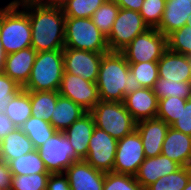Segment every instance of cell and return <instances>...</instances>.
<instances>
[{
  "mask_svg": "<svg viewBox=\"0 0 191 190\" xmlns=\"http://www.w3.org/2000/svg\"><path fill=\"white\" fill-rule=\"evenodd\" d=\"M29 16L31 47L37 52L63 50L66 17L61 8L30 4L21 7Z\"/></svg>",
  "mask_w": 191,
  "mask_h": 190,
  "instance_id": "obj_1",
  "label": "cell"
},
{
  "mask_svg": "<svg viewBox=\"0 0 191 190\" xmlns=\"http://www.w3.org/2000/svg\"><path fill=\"white\" fill-rule=\"evenodd\" d=\"M96 84L103 101L124 102L126 95L142 88L121 52L103 55Z\"/></svg>",
  "mask_w": 191,
  "mask_h": 190,
  "instance_id": "obj_2",
  "label": "cell"
},
{
  "mask_svg": "<svg viewBox=\"0 0 191 190\" xmlns=\"http://www.w3.org/2000/svg\"><path fill=\"white\" fill-rule=\"evenodd\" d=\"M28 14L21 7L0 6V39L6 54L31 47Z\"/></svg>",
  "mask_w": 191,
  "mask_h": 190,
  "instance_id": "obj_3",
  "label": "cell"
},
{
  "mask_svg": "<svg viewBox=\"0 0 191 190\" xmlns=\"http://www.w3.org/2000/svg\"><path fill=\"white\" fill-rule=\"evenodd\" d=\"M64 72L63 50L39 52L29 80L23 89L26 91H58Z\"/></svg>",
  "mask_w": 191,
  "mask_h": 190,
  "instance_id": "obj_4",
  "label": "cell"
},
{
  "mask_svg": "<svg viewBox=\"0 0 191 190\" xmlns=\"http://www.w3.org/2000/svg\"><path fill=\"white\" fill-rule=\"evenodd\" d=\"M89 113L93 116L95 126L117 141L136 130L137 122L126 110L124 102L100 100Z\"/></svg>",
  "mask_w": 191,
  "mask_h": 190,
  "instance_id": "obj_5",
  "label": "cell"
},
{
  "mask_svg": "<svg viewBox=\"0 0 191 190\" xmlns=\"http://www.w3.org/2000/svg\"><path fill=\"white\" fill-rule=\"evenodd\" d=\"M64 48L110 52L106 36L97 28L91 18L66 17Z\"/></svg>",
  "mask_w": 191,
  "mask_h": 190,
  "instance_id": "obj_6",
  "label": "cell"
},
{
  "mask_svg": "<svg viewBox=\"0 0 191 190\" xmlns=\"http://www.w3.org/2000/svg\"><path fill=\"white\" fill-rule=\"evenodd\" d=\"M37 151L50 174L64 173L72 163L81 160L67 136L60 131L49 137Z\"/></svg>",
  "mask_w": 191,
  "mask_h": 190,
  "instance_id": "obj_7",
  "label": "cell"
},
{
  "mask_svg": "<svg viewBox=\"0 0 191 190\" xmlns=\"http://www.w3.org/2000/svg\"><path fill=\"white\" fill-rule=\"evenodd\" d=\"M168 49L167 37L156 28L137 35L122 51L128 63L158 61Z\"/></svg>",
  "mask_w": 191,
  "mask_h": 190,
  "instance_id": "obj_8",
  "label": "cell"
},
{
  "mask_svg": "<svg viewBox=\"0 0 191 190\" xmlns=\"http://www.w3.org/2000/svg\"><path fill=\"white\" fill-rule=\"evenodd\" d=\"M148 29L139 12L120 8L111 32L106 37L110 52H121L137 35Z\"/></svg>",
  "mask_w": 191,
  "mask_h": 190,
  "instance_id": "obj_9",
  "label": "cell"
},
{
  "mask_svg": "<svg viewBox=\"0 0 191 190\" xmlns=\"http://www.w3.org/2000/svg\"><path fill=\"white\" fill-rule=\"evenodd\" d=\"M118 141L95 126L91 135L87 156L84 159L94 169L113 172Z\"/></svg>",
  "mask_w": 191,
  "mask_h": 190,
  "instance_id": "obj_10",
  "label": "cell"
},
{
  "mask_svg": "<svg viewBox=\"0 0 191 190\" xmlns=\"http://www.w3.org/2000/svg\"><path fill=\"white\" fill-rule=\"evenodd\" d=\"M145 158L141 137L135 130L118 140L113 172L134 176Z\"/></svg>",
  "mask_w": 191,
  "mask_h": 190,
  "instance_id": "obj_11",
  "label": "cell"
},
{
  "mask_svg": "<svg viewBox=\"0 0 191 190\" xmlns=\"http://www.w3.org/2000/svg\"><path fill=\"white\" fill-rule=\"evenodd\" d=\"M58 92L80 105L87 112H90L100 101L97 84L72 73L64 72Z\"/></svg>",
  "mask_w": 191,
  "mask_h": 190,
  "instance_id": "obj_12",
  "label": "cell"
},
{
  "mask_svg": "<svg viewBox=\"0 0 191 190\" xmlns=\"http://www.w3.org/2000/svg\"><path fill=\"white\" fill-rule=\"evenodd\" d=\"M106 53H96L73 48L63 49V63L66 73L81 76L84 80L97 82L101 59Z\"/></svg>",
  "mask_w": 191,
  "mask_h": 190,
  "instance_id": "obj_13",
  "label": "cell"
},
{
  "mask_svg": "<svg viewBox=\"0 0 191 190\" xmlns=\"http://www.w3.org/2000/svg\"><path fill=\"white\" fill-rule=\"evenodd\" d=\"M64 174L71 190H103L105 172L94 169L84 159L72 163Z\"/></svg>",
  "mask_w": 191,
  "mask_h": 190,
  "instance_id": "obj_14",
  "label": "cell"
},
{
  "mask_svg": "<svg viewBox=\"0 0 191 190\" xmlns=\"http://www.w3.org/2000/svg\"><path fill=\"white\" fill-rule=\"evenodd\" d=\"M169 127L165 121L157 117L137 122L136 131L141 137L146 158L161 154Z\"/></svg>",
  "mask_w": 191,
  "mask_h": 190,
  "instance_id": "obj_15",
  "label": "cell"
},
{
  "mask_svg": "<svg viewBox=\"0 0 191 190\" xmlns=\"http://www.w3.org/2000/svg\"><path fill=\"white\" fill-rule=\"evenodd\" d=\"M158 77L167 81H191V56L167 49L158 60Z\"/></svg>",
  "mask_w": 191,
  "mask_h": 190,
  "instance_id": "obj_16",
  "label": "cell"
},
{
  "mask_svg": "<svg viewBox=\"0 0 191 190\" xmlns=\"http://www.w3.org/2000/svg\"><path fill=\"white\" fill-rule=\"evenodd\" d=\"M124 105L136 122L156 118L158 97L151 88H140L125 96Z\"/></svg>",
  "mask_w": 191,
  "mask_h": 190,
  "instance_id": "obj_17",
  "label": "cell"
},
{
  "mask_svg": "<svg viewBox=\"0 0 191 190\" xmlns=\"http://www.w3.org/2000/svg\"><path fill=\"white\" fill-rule=\"evenodd\" d=\"M180 167L179 164L169 159L167 156L159 154L155 157L145 158L134 177L145 190L162 176L171 174Z\"/></svg>",
  "mask_w": 191,
  "mask_h": 190,
  "instance_id": "obj_18",
  "label": "cell"
},
{
  "mask_svg": "<svg viewBox=\"0 0 191 190\" xmlns=\"http://www.w3.org/2000/svg\"><path fill=\"white\" fill-rule=\"evenodd\" d=\"M36 56L37 52L32 47L7 54L3 73L23 88L29 80Z\"/></svg>",
  "mask_w": 191,
  "mask_h": 190,
  "instance_id": "obj_19",
  "label": "cell"
},
{
  "mask_svg": "<svg viewBox=\"0 0 191 190\" xmlns=\"http://www.w3.org/2000/svg\"><path fill=\"white\" fill-rule=\"evenodd\" d=\"M161 154L181 167H191V136L169 127Z\"/></svg>",
  "mask_w": 191,
  "mask_h": 190,
  "instance_id": "obj_20",
  "label": "cell"
},
{
  "mask_svg": "<svg viewBox=\"0 0 191 190\" xmlns=\"http://www.w3.org/2000/svg\"><path fill=\"white\" fill-rule=\"evenodd\" d=\"M190 13L189 0H166L161 22L156 29L167 37L173 31L188 24L187 16Z\"/></svg>",
  "mask_w": 191,
  "mask_h": 190,
  "instance_id": "obj_21",
  "label": "cell"
},
{
  "mask_svg": "<svg viewBox=\"0 0 191 190\" xmlns=\"http://www.w3.org/2000/svg\"><path fill=\"white\" fill-rule=\"evenodd\" d=\"M94 128L93 116L87 112L64 131L80 159H85L87 156L89 141Z\"/></svg>",
  "mask_w": 191,
  "mask_h": 190,
  "instance_id": "obj_22",
  "label": "cell"
},
{
  "mask_svg": "<svg viewBox=\"0 0 191 190\" xmlns=\"http://www.w3.org/2000/svg\"><path fill=\"white\" fill-rule=\"evenodd\" d=\"M87 111L71 99L58 95L50 124L60 132H64L76 120L80 119Z\"/></svg>",
  "mask_w": 191,
  "mask_h": 190,
  "instance_id": "obj_23",
  "label": "cell"
},
{
  "mask_svg": "<svg viewBox=\"0 0 191 190\" xmlns=\"http://www.w3.org/2000/svg\"><path fill=\"white\" fill-rule=\"evenodd\" d=\"M33 150L35 148L32 141L20 128H16L2 139L0 159L8 163Z\"/></svg>",
  "mask_w": 191,
  "mask_h": 190,
  "instance_id": "obj_24",
  "label": "cell"
},
{
  "mask_svg": "<svg viewBox=\"0 0 191 190\" xmlns=\"http://www.w3.org/2000/svg\"><path fill=\"white\" fill-rule=\"evenodd\" d=\"M31 112L30 91L23 88L13 95L4 106V114L17 128H20L32 116Z\"/></svg>",
  "mask_w": 191,
  "mask_h": 190,
  "instance_id": "obj_25",
  "label": "cell"
},
{
  "mask_svg": "<svg viewBox=\"0 0 191 190\" xmlns=\"http://www.w3.org/2000/svg\"><path fill=\"white\" fill-rule=\"evenodd\" d=\"M58 95V91H30L32 116L50 122Z\"/></svg>",
  "mask_w": 191,
  "mask_h": 190,
  "instance_id": "obj_26",
  "label": "cell"
},
{
  "mask_svg": "<svg viewBox=\"0 0 191 190\" xmlns=\"http://www.w3.org/2000/svg\"><path fill=\"white\" fill-rule=\"evenodd\" d=\"M20 129L32 141L35 149L44 144L49 137L57 132L50 122L34 116L27 119Z\"/></svg>",
  "mask_w": 191,
  "mask_h": 190,
  "instance_id": "obj_27",
  "label": "cell"
},
{
  "mask_svg": "<svg viewBox=\"0 0 191 190\" xmlns=\"http://www.w3.org/2000/svg\"><path fill=\"white\" fill-rule=\"evenodd\" d=\"M12 175H31L34 173H49L40 158L37 149L8 162Z\"/></svg>",
  "mask_w": 191,
  "mask_h": 190,
  "instance_id": "obj_28",
  "label": "cell"
},
{
  "mask_svg": "<svg viewBox=\"0 0 191 190\" xmlns=\"http://www.w3.org/2000/svg\"><path fill=\"white\" fill-rule=\"evenodd\" d=\"M191 177V167H180L175 172L162 176L145 190H183Z\"/></svg>",
  "mask_w": 191,
  "mask_h": 190,
  "instance_id": "obj_29",
  "label": "cell"
},
{
  "mask_svg": "<svg viewBox=\"0 0 191 190\" xmlns=\"http://www.w3.org/2000/svg\"><path fill=\"white\" fill-rule=\"evenodd\" d=\"M158 99L166 98L168 96H175L184 99H191V81L177 82L167 81L164 78H158L152 88Z\"/></svg>",
  "mask_w": 191,
  "mask_h": 190,
  "instance_id": "obj_30",
  "label": "cell"
},
{
  "mask_svg": "<svg viewBox=\"0 0 191 190\" xmlns=\"http://www.w3.org/2000/svg\"><path fill=\"white\" fill-rule=\"evenodd\" d=\"M120 7L112 0H106L92 15L97 28L107 37L112 29Z\"/></svg>",
  "mask_w": 191,
  "mask_h": 190,
  "instance_id": "obj_31",
  "label": "cell"
},
{
  "mask_svg": "<svg viewBox=\"0 0 191 190\" xmlns=\"http://www.w3.org/2000/svg\"><path fill=\"white\" fill-rule=\"evenodd\" d=\"M106 0H67L61 8L65 17L91 18Z\"/></svg>",
  "mask_w": 191,
  "mask_h": 190,
  "instance_id": "obj_32",
  "label": "cell"
},
{
  "mask_svg": "<svg viewBox=\"0 0 191 190\" xmlns=\"http://www.w3.org/2000/svg\"><path fill=\"white\" fill-rule=\"evenodd\" d=\"M129 70L143 88H153L158 80V61L128 63Z\"/></svg>",
  "mask_w": 191,
  "mask_h": 190,
  "instance_id": "obj_33",
  "label": "cell"
},
{
  "mask_svg": "<svg viewBox=\"0 0 191 190\" xmlns=\"http://www.w3.org/2000/svg\"><path fill=\"white\" fill-rule=\"evenodd\" d=\"M186 101L187 99L175 96L158 99V111L156 117L162 119L171 126L178 120L182 105H186Z\"/></svg>",
  "mask_w": 191,
  "mask_h": 190,
  "instance_id": "obj_34",
  "label": "cell"
},
{
  "mask_svg": "<svg viewBox=\"0 0 191 190\" xmlns=\"http://www.w3.org/2000/svg\"><path fill=\"white\" fill-rule=\"evenodd\" d=\"M50 173H34L31 175H13L11 190H47Z\"/></svg>",
  "mask_w": 191,
  "mask_h": 190,
  "instance_id": "obj_35",
  "label": "cell"
},
{
  "mask_svg": "<svg viewBox=\"0 0 191 190\" xmlns=\"http://www.w3.org/2000/svg\"><path fill=\"white\" fill-rule=\"evenodd\" d=\"M167 45L172 52L191 56V27L187 24L170 33Z\"/></svg>",
  "mask_w": 191,
  "mask_h": 190,
  "instance_id": "obj_36",
  "label": "cell"
},
{
  "mask_svg": "<svg viewBox=\"0 0 191 190\" xmlns=\"http://www.w3.org/2000/svg\"><path fill=\"white\" fill-rule=\"evenodd\" d=\"M103 190H144L133 175L105 173Z\"/></svg>",
  "mask_w": 191,
  "mask_h": 190,
  "instance_id": "obj_37",
  "label": "cell"
},
{
  "mask_svg": "<svg viewBox=\"0 0 191 190\" xmlns=\"http://www.w3.org/2000/svg\"><path fill=\"white\" fill-rule=\"evenodd\" d=\"M166 0H144L139 11L149 28H157L161 22Z\"/></svg>",
  "mask_w": 191,
  "mask_h": 190,
  "instance_id": "obj_38",
  "label": "cell"
},
{
  "mask_svg": "<svg viewBox=\"0 0 191 190\" xmlns=\"http://www.w3.org/2000/svg\"><path fill=\"white\" fill-rule=\"evenodd\" d=\"M170 127L191 136V99H187L186 105H182L178 120Z\"/></svg>",
  "mask_w": 191,
  "mask_h": 190,
  "instance_id": "obj_39",
  "label": "cell"
},
{
  "mask_svg": "<svg viewBox=\"0 0 191 190\" xmlns=\"http://www.w3.org/2000/svg\"><path fill=\"white\" fill-rule=\"evenodd\" d=\"M22 87L18 85L13 79L0 73V96H5V102H7L13 95L20 91Z\"/></svg>",
  "mask_w": 191,
  "mask_h": 190,
  "instance_id": "obj_40",
  "label": "cell"
},
{
  "mask_svg": "<svg viewBox=\"0 0 191 190\" xmlns=\"http://www.w3.org/2000/svg\"><path fill=\"white\" fill-rule=\"evenodd\" d=\"M47 190H71L67 176L64 173L50 174Z\"/></svg>",
  "mask_w": 191,
  "mask_h": 190,
  "instance_id": "obj_41",
  "label": "cell"
},
{
  "mask_svg": "<svg viewBox=\"0 0 191 190\" xmlns=\"http://www.w3.org/2000/svg\"><path fill=\"white\" fill-rule=\"evenodd\" d=\"M12 176L8 163L0 159V190H11Z\"/></svg>",
  "mask_w": 191,
  "mask_h": 190,
  "instance_id": "obj_42",
  "label": "cell"
},
{
  "mask_svg": "<svg viewBox=\"0 0 191 190\" xmlns=\"http://www.w3.org/2000/svg\"><path fill=\"white\" fill-rule=\"evenodd\" d=\"M17 127L13 124L11 119L4 114L0 113V137L3 139L7 134L14 131Z\"/></svg>",
  "mask_w": 191,
  "mask_h": 190,
  "instance_id": "obj_43",
  "label": "cell"
},
{
  "mask_svg": "<svg viewBox=\"0 0 191 190\" xmlns=\"http://www.w3.org/2000/svg\"><path fill=\"white\" fill-rule=\"evenodd\" d=\"M114 1L121 9H128L139 12L144 0H112Z\"/></svg>",
  "mask_w": 191,
  "mask_h": 190,
  "instance_id": "obj_44",
  "label": "cell"
},
{
  "mask_svg": "<svg viewBox=\"0 0 191 190\" xmlns=\"http://www.w3.org/2000/svg\"><path fill=\"white\" fill-rule=\"evenodd\" d=\"M67 0H37L36 4L45 7L62 8Z\"/></svg>",
  "mask_w": 191,
  "mask_h": 190,
  "instance_id": "obj_45",
  "label": "cell"
},
{
  "mask_svg": "<svg viewBox=\"0 0 191 190\" xmlns=\"http://www.w3.org/2000/svg\"><path fill=\"white\" fill-rule=\"evenodd\" d=\"M6 2L4 7H24L26 5L36 4L37 0H11Z\"/></svg>",
  "mask_w": 191,
  "mask_h": 190,
  "instance_id": "obj_46",
  "label": "cell"
},
{
  "mask_svg": "<svg viewBox=\"0 0 191 190\" xmlns=\"http://www.w3.org/2000/svg\"><path fill=\"white\" fill-rule=\"evenodd\" d=\"M6 56L7 54L4 51V48L0 39V73L4 71Z\"/></svg>",
  "mask_w": 191,
  "mask_h": 190,
  "instance_id": "obj_47",
  "label": "cell"
},
{
  "mask_svg": "<svg viewBox=\"0 0 191 190\" xmlns=\"http://www.w3.org/2000/svg\"><path fill=\"white\" fill-rule=\"evenodd\" d=\"M5 103V96H0V113L4 112Z\"/></svg>",
  "mask_w": 191,
  "mask_h": 190,
  "instance_id": "obj_48",
  "label": "cell"
},
{
  "mask_svg": "<svg viewBox=\"0 0 191 190\" xmlns=\"http://www.w3.org/2000/svg\"><path fill=\"white\" fill-rule=\"evenodd\" d=\"M183 190H191V177H190L186 187Z\"/></svg>",
  "mask_w": 191,
  "mask_h": 190,
  "instance_id": "obj_49",
  "label": "cell"
},
{
  "mask_svg": "<svg viewBox=\"0 0 191 190\" xmlns=\"http://www.w3.org/2000/svg\"><path fill=\"white\" fill-rule=\"evenodd\" d=\"M187 17L188 25L191 27V13Z\"/></svg>",
  "mask_w": 191,
  "mask_h": 190,
  "instance_id": "obj_50",
  "label": "cell"
},
{
  "mask_svg": "<svg viewBox=\"0 0 191 190\" xmlns=\"http://www.w3.org/2000/svg\"><path fill=\"white\" fill-rule=\"evenodd\" d=\"M2 138L0 137V151H1Z\"/></svg>",
  "mask_w": 191,
  "mask_h": 190,
  "instance_id": "obj_51",
  "label": "cell"
}]
</instances>
